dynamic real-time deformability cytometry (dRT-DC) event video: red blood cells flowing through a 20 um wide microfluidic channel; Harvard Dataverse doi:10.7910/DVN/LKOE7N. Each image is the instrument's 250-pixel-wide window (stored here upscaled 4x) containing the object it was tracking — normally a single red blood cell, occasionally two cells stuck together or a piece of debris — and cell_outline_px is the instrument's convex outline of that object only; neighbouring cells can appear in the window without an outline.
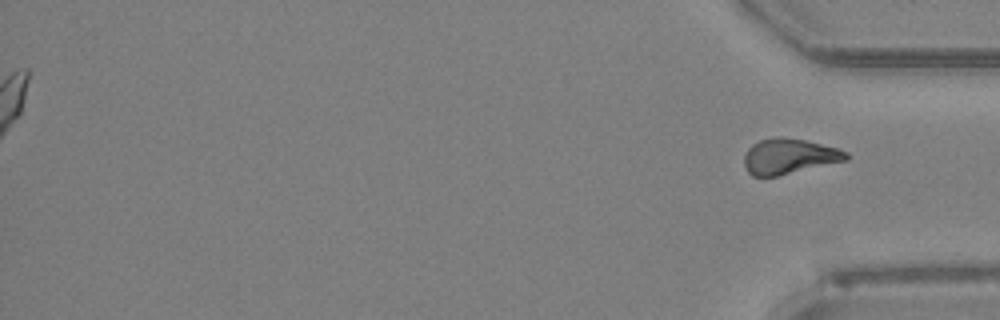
{"species": "Egyptian fruit bat (a non-hibernating species)", "species_latin": "Rousettus aegyptiacus", "temperature_condition": "room temperature", "stored_images_in_passage": 50, "segment_of_instrument_passage": [2, 2], "camera_frame_rate_fps": 3000, "um_per_image_px": 0.085, "animal": {"sex": "female"}, "frame": {"image": 1, "passage_image": 50, "time_ms": 16.333, "image_size_px": [1000, 320], "cell_outline_px": [[848, 160], [776, 176], [752, 176], [748, 172], [744, 164], [744, 156], [748, 148], [752, 144], [760, 140], [772, 136], [780, 136], [804, 140], [836, 148], [848, 152]], "centroid_in_image_um": [67.04, 13.28], "position_along_channel_um": 368.2, "area_um2": 20.92}}